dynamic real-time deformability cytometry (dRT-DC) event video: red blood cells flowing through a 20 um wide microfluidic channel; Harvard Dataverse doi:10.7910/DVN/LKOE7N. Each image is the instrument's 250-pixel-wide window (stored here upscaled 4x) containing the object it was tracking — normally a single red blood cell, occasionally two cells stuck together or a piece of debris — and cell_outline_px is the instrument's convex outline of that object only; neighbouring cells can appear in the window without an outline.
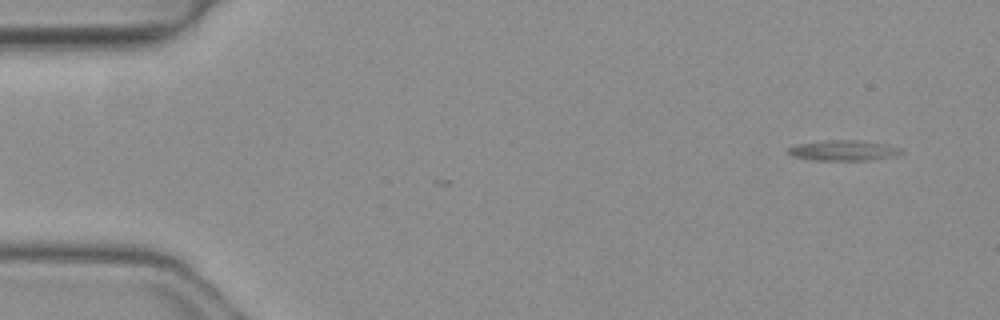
{"species": "common noctule bat (a hibernating species)", "species_latin": "Nyctalus noctula", "temperature_condition": "warm", "stored_images_in_passage": 49, "camera_frame_rate_fps": 3000, "um_per_image_px": 0.085, "animal": {"sex": "female", "body_mass_g": 19.3, "forearm_length_mm": 54.1}, "frame": {"image": 1, "passage_image": 1, "time_ms": 0.0, "image_size_px": [1000, 320], "cell_outline_px": [[904, 152], [888, 156], [868, 160], [812, 160], [792, 156], [788, 152], [788, 148], [796, 144], [828, 140], [856, 140], [884, 144], [904, 148]], "centroid_in_image_um": [71.66, 12.78], "position_along_channel_um": 13.3, "area_um2": 13.24}}
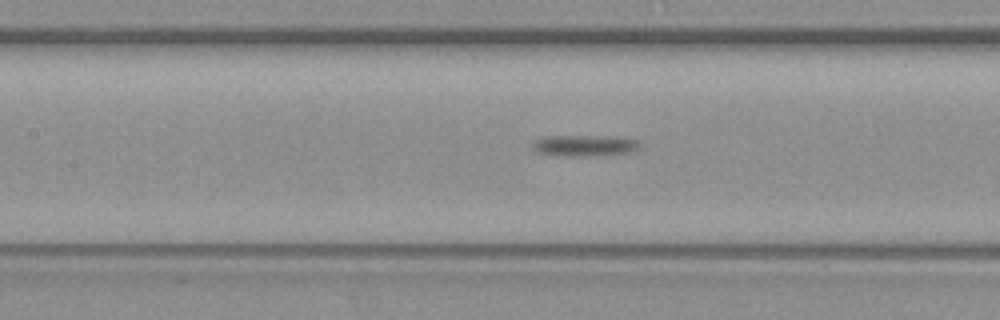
{"frame": {"image": 2, "passage_image": 21, "time_ms": 6.667, "image_size_px": [1000, 320], "cell_outline_px": [[640, 144], [632, 152], [612, 156], [556, 156], [536, 152], [532, 148], [532, 144], [536, 140], [544, 136], [616, 136], [636, 140]], "centroid_in_image_um": [49.68, 12.39], "position_along_channel_um": 157.7, "area_um2": 13.64}}
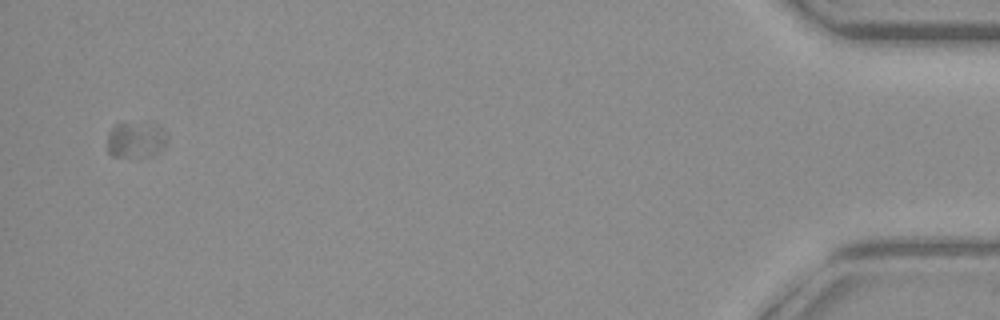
{"frame": {"image": 3, "passage_image": 48, "time_ms": 15.667, "image_size_px": [1000, 320], "cell_outline_px": [[168, 140], [164, 148], [156, 152], [120, 156], [112, 156], [108, 152], [108, 132], [116, 124], [128, 124], [160, 128], [164, 132]], "centroid_in_image_um": [11.49, 11.89], "position_along_channel_um": 423.7, "area_um2": 11.39}, "authors_computed_cell_mechanics": {"area_um2": 11.9068, "velocity_mm_per_s": 3.9839, "shape_relaxation_time_tau1_ms": 1.1978, "shape_relaxation_time_tau2_ms": null, "deformation_change_tau1": 0.1352, "deformation_change_tau2": null}}